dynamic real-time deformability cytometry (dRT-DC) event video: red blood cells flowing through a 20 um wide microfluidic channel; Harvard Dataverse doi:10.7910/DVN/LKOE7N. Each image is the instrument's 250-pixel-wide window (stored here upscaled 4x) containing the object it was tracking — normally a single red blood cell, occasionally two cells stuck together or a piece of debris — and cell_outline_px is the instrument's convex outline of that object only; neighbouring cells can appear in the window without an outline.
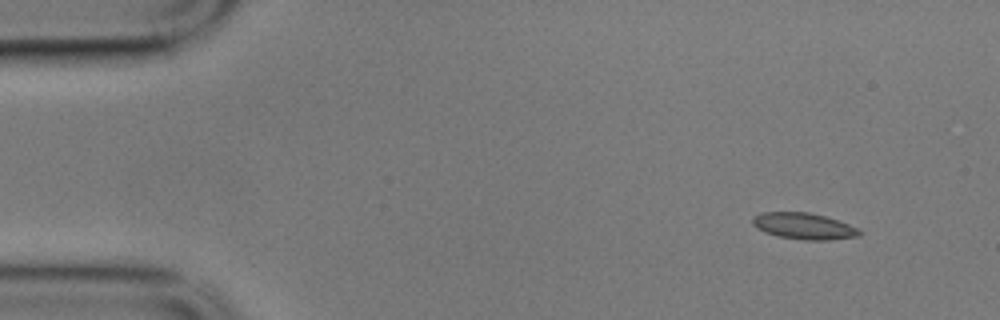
{"species": "common noctule bat (a hibernating species)", "species_latin": "Nyctalus noctula", "temperature_condition": "cold", "stored_images_in_passage": 5, "camera_frame_rate_fps": 3000, "um_per_image_px": 0.085, "animal": {"sex": "male", "body_mass_g": 17.9}, "frame": {"image": 1, "passage_image": 1, "time_ms": 0.0, "image_size_px": [1000, 320], "cell_outline_px": [[860, 236], [828, 240], [804, 240], [780, 236], [764, 232], [756, 228], [752, 224], [752, 216], [760, 212], [808, 212], [824, 216], [848, 224], [856, 228], [860, 232]], "centroid_in_image_um": [68.26, 19.21], "position_along_channel_um": 16.7, "area_um2": 16.3}}
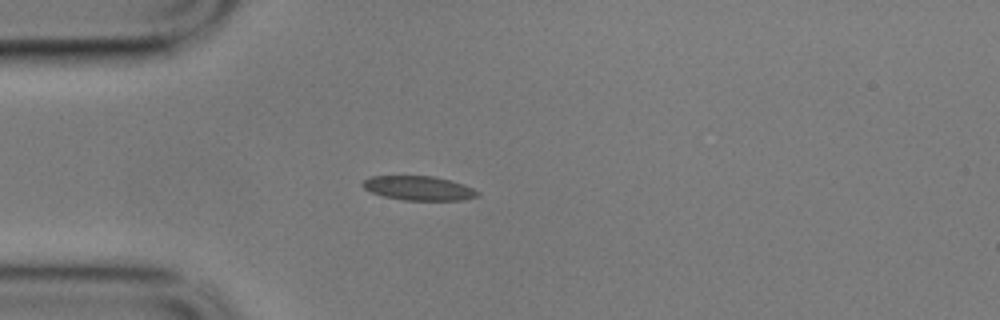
{"frame": {"image": 2, "passage_image": 4, "time_ms": 1.0, "image_size_px": [1000, 320], "cell_outline_px": [[480, 196], [464, 200], [404, 200], [384, 196], [372, 192], [364, 188], [360, 184], [364, 180], [372, 176], [432, 176], [464, 184], [480, 192]], "centroid_in_image_um": [35.62, 16.0], "position_along_channel_um": 49.4, "area_um2": 16.18}}